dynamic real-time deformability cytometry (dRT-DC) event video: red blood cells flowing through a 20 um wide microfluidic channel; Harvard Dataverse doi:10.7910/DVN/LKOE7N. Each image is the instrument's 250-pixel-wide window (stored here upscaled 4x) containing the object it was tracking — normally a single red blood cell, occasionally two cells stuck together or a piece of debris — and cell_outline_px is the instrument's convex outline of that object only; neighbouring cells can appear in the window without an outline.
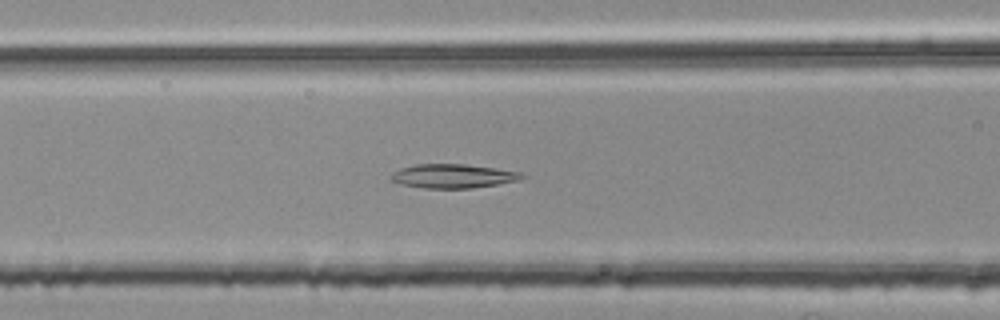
{"species": "common noctule bat (a hibernating species)", "species_latin": "Nyctalus noctula", "temperature_condition": "room temperature", "stored_images_in_passage": 48, "camera_frame_rate_fps": 3000, "um_per_image_px": 0.085, "animal": {"sex": "female", "body_mass_g": 25.1}, "frame": {"image": 1, "passage_image": 15, "time_ms": 4.667, "image_size_px": [1000, 320], "cell_outline_px": [[524, 176], [516, 180], [496, 184], [472, 188], [424, 188], [400, 184], [392, 180], [388, 176], [392, 172], [400, 168], [416, 164], [464, 164], [520, 172]], "centroid_in_image_um": [38.4, 14.96], "position_along_channel_um": 128.2, "area_um2": 18.03}}
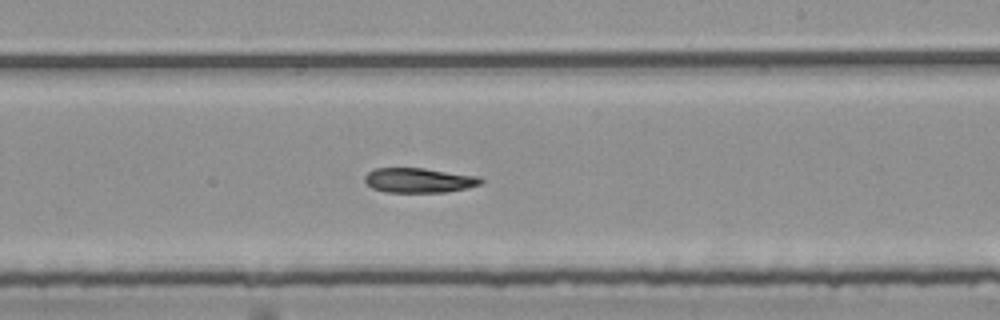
{"frame": {"image": 2, "passage_image": 25, "time_ms": 8.0, "image_size_px": [1000, 320], "cell_outline_px": [[484, 180], [480, 184], [464, 188], [444, 192], [384, 192], [372, 188], [364, 180], [364, 176], [368, 172], [376, 168], [424, 168], [476, 176]], "centroid_in_image_um": [35.56, 15.32], "position_along_channel_um": 253.4, "area_um2": 16.53}}
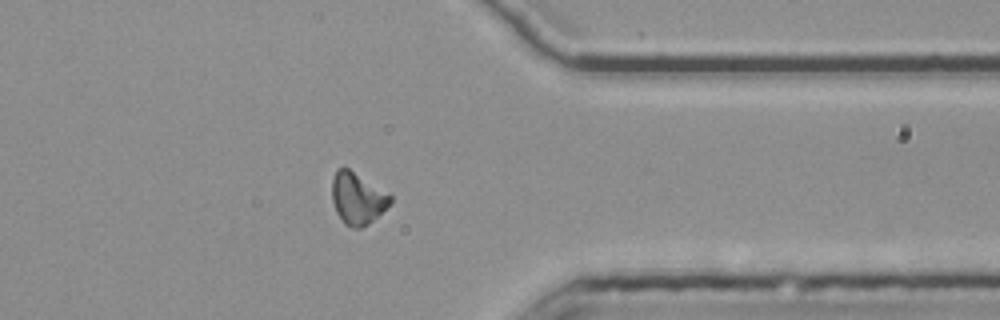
{"frame": {"image": 3, "passage_image": 36, "time_ms": 11.667, "image_size_px": [1000, 320], "cell_outline_px": [[392, 200], [368, 224], [360, 228], [352, 228], [344, 224], [336, 212], [332, 200], [332, 180], [336, 168], [348, 168], [388, 192], [392, 196]], "centroid_in_image_um": [30.35, 16.85], "position_along_channel_um": 381.0, "area_um2": 17.4}}